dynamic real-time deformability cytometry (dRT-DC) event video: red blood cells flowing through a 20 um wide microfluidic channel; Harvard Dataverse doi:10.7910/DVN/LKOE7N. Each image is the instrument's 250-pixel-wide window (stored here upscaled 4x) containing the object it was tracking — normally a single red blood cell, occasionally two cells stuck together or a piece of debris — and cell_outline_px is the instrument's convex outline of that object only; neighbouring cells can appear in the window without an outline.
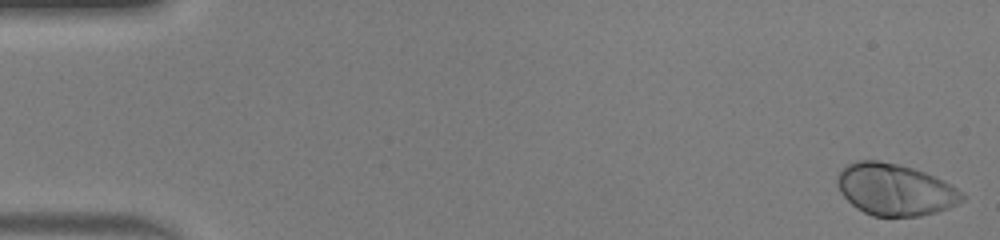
{"species": "human", "species_latin": "Homo sapiens", "temperature_condition": "warm", "stored_images_in_passage": 50, "camera_frame_rate_fps": 3000, "um_per_image_px": 0.085, "donor": {"sex": "male"}, "frame": {"image": 1, "passage_image": 1, "time_ms": 0.0, "image_size_px": [1000, 240], "cell_outline_px": [[968, 196], [964, 200], [948, 208], [936, 212], [920, 216], [872, 216], [856, 208], [840, 192], [836, 184], [836, 176], [848, 164], [856, 160], [880, 160], [900, 164], [924, 172], [952, 184]], "centroid_in_image_um": [76.09, 16.11], "position_along_channel_um": 8.9, "area_um2": 37.86}}
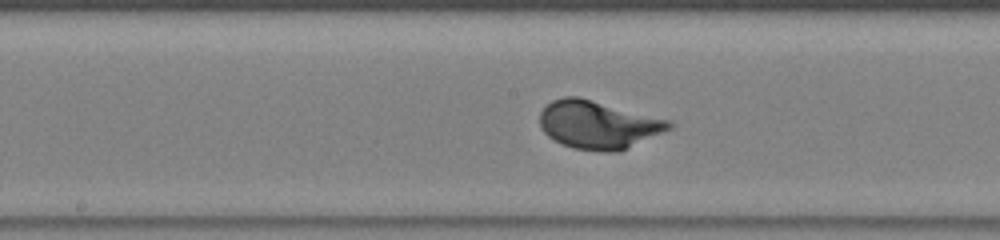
{"frame": {"image": 2, "passage_image": 26, "time_ms": 8.333, "image_size_px": [1000, 240], "cell_outline_px": [[672, 128], [616, 152], [604, 152], [572, 148], [548, 136], [544, 132], [540, 124], [540, 112], [552, 100], [564, 96], [580, 96], [672, 120]], "centroid_in_image_um": [50.85, 10.57], "position_along_channel_um": 197.3, "area_um2": 36.13}}
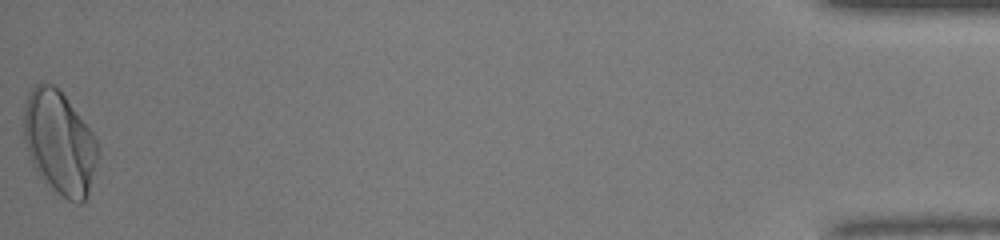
{"frame": {"image": 3, "passage_image": 50, "time_ms": 16.333, "image_size_px": [1000, 240], "cell_outline_px": [[100, 148], [88, 196], [80, 204], [68, 200], [40, 176], [32, 164], [24, 140], [24, 104], [32, 88], [36, 84], [52, 84], [64, 96], [92, 132]], "centroid_in_image_um": [5.06, 12.14], "position_along_channel_um": 430.1, "area_um2": 43.93}, "authors_computed_cell_mechanics": {"area_um2": 35.2002, "velocity_mm_per_s": 4.118, "shape_relaxation_time_tau1_ms": 2.1588, "shape_relaxation_time_tau2_ms": null, "deformation_change_tau1": 0.1836, "deformation_change_tau2": null}}